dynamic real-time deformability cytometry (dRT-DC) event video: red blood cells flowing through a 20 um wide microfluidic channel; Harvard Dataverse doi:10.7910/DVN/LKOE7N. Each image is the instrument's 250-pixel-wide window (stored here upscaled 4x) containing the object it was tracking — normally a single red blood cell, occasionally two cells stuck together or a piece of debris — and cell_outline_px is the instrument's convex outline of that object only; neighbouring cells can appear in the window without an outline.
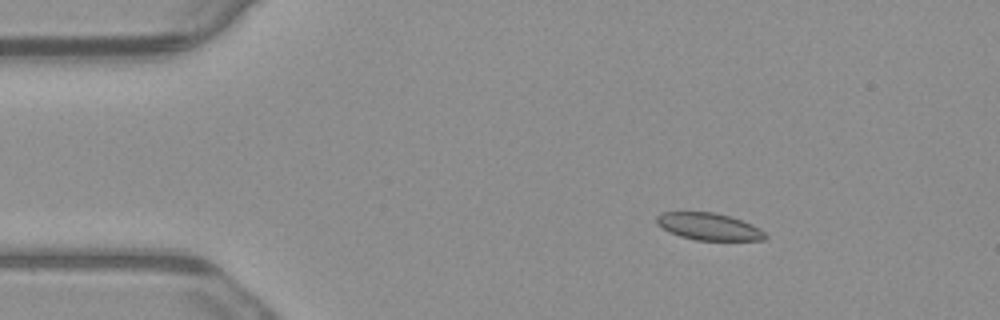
{"species": "common noctule bat (a hibernating species)", "species_latin": "Nyctalus noctula", "temperature_condition": "warm", "stored_images_in_passage": 6, "camera_frame_rate_fps": 3000, "um_per_image_px": 0.085, "animal": {"sex": "male", "body_mass_g": 23.1, "forearm_length_mm": 52.7}, "frame": {"image": 1, "passage_image": 3, "time_ms": 0.667, "image_size_px": [1000, 320], "cell_outline_px": [[768, 236], [764, 240], [696, 240], [680, 236], [656, 224], [656, 216], [660, 212], [712, 212], [728, 216], [752, 224], [760, 228]], "centroid_in_image_um": [60.25, 19.25], "position_along_channel_um": 24.7, "area_um2": 16.99}}